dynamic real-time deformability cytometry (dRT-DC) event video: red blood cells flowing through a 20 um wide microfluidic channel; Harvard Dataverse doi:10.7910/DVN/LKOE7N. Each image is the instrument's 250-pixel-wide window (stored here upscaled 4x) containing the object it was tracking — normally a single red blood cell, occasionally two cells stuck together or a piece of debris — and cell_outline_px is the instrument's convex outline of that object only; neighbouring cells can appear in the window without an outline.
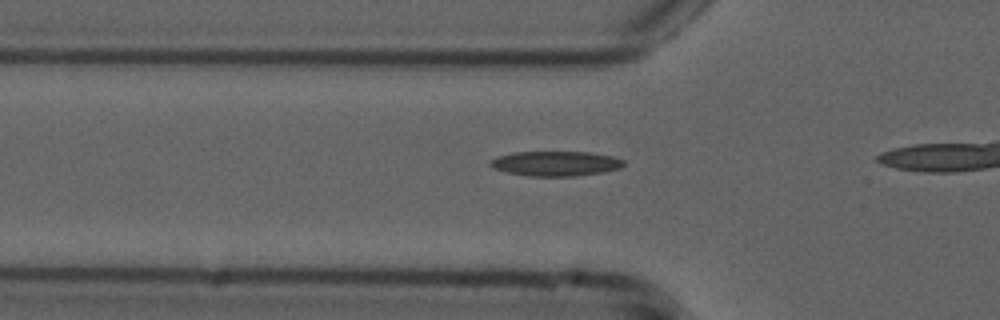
{"species": "common noctule bat (a hibernating species)", "species_latin": "Nyctalus noctula", "temperature_condition": "cold", "stored_images_in_passage": 17, "camera_frame_rate_fps": 3000, "um_per_image_px": 0.085, "animal": {"sex": "male", "forearm_length_mm": 52.5}, "frame": {"image": 1, "passage_image": 12, "time_ms": 3.667, "image_size_px": [1000, 320], "cell_outline_px": [[624, 164], [620, 168], [604, 172], [576, 176], [528, 176], [508, 172], [492, 168], [488, 164], [496, 156], [512, 152], [588, 152], [612, 156], [624, 160]], "centroid_in_image_um": [47.21, 13.9], "position_along_channel_um": 78.6, "area_um2": 19.36}}
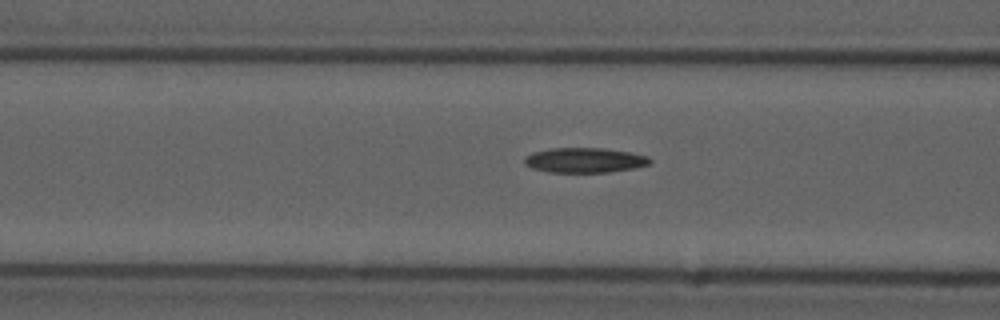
{"frame": {"image": 2, "passage_image": 15, "time_ms": 4.667, "image_size_px": [1000, 320], "cell_outline_px": [[652, 160], [648, 164], [636, 168], [608, 172], [548, 172], [532, 168], [524, 164], [524, 156], [532, 152], [552, 148], [600, 148], [632, 152], [648, 156]], "centroid_in_image_um": [49.68, 13.61], "position_along_channel_um": 116.9, "area_um2": 18.32}}